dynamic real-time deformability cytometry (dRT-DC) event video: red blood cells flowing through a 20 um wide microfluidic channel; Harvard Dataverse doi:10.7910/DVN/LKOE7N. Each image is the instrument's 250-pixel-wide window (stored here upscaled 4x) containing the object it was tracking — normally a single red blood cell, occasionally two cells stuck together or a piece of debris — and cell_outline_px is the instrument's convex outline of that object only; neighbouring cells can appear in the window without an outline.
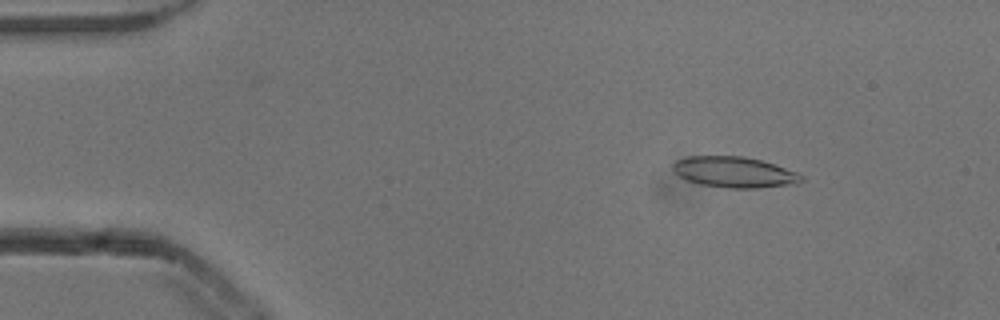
{"species": "common noctule bat (a hibernating species)", "species_latin": "Nyctalus noctula", "temperature_condition": "cold", "stored_images_in_passage": 47, "camera_frame_rate_fps": 3000, "um_per_image_px": 0.085, "animal": {"sex": "male", "body_mass_g": 13.3}, "frame": {"image": 1, "passage_image": 2, "time_ms": 0.333, "image_size_px": [1000, 320], "cell_outline_px": [[804, 180], [796, 184], [756, 188], [728, 188], [700, 184], [688, 180], [680, 176], [672, 168], [672, 164], [676, 160], [688, 156], [744, 156], [760, 160], [796, 172], [804, 176]], "centroid_in_image_um": [62.42, 14.63], "position_along_channel_um": 22.6, "area_um2": 22.95}}
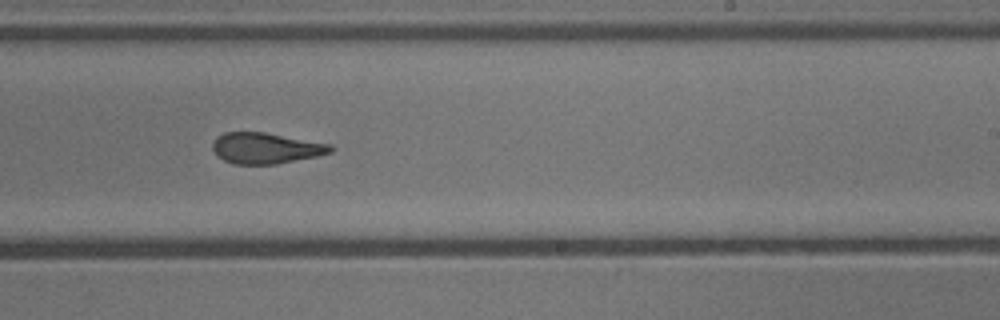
{"frame": {"image": 2, "passage_image": 27, "time_ms": 8.667, "image_size_px": [1000, 320], "cell_outline_px": [[336, 148], [332, 152], [316, 156], [276, 164], [236, 164], [224, 160], [216, 156], [212, 148], [212, 144], [216, 136], [224, 132], [264, 132], [332, 144]], "centroid_in_image_um": [22.59, 12.59], "position_along_channel_um": 266.4, "area_um2": 21.39}}
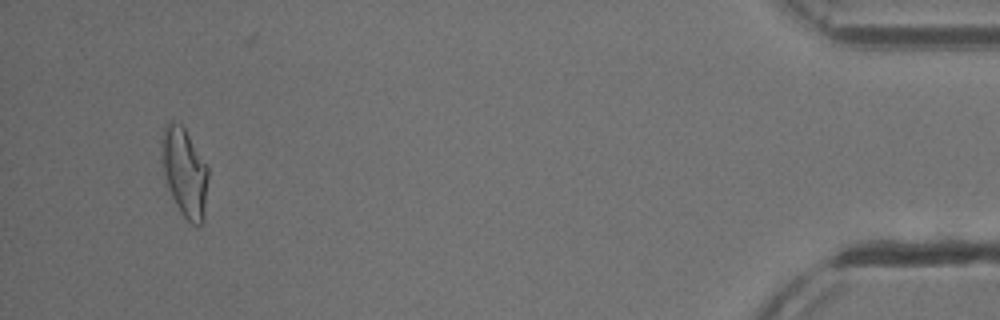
{"frame": {"image": 3, "passage_image": 45, "time_ms": 14.667, "image_size_px": [1000, 320], "cell_outline_px": [[208, 180], [204, 224], [192, 224], [184, 216], [176, 204], [172, 196], [164, 176], [160, 160], [160, 140], [164, 124], [168, 120], [172, 120], [180, 124], [184, 128], [208, 168]], "centroid_in_image_um": [15.66, 14.61], "position_along_channel_um": 419.5, "area_um2": 24.33}, "authors_computed_cell_mechanics": {"area_um2": 22.3686, "velocity_mm_per_s": 3.8706, "shape_relaxation_time_tau1_ms": null, "shape_relaxation_time_tau2_ms": 2.6524, "deformation_change_tau1": null, "deformation_change_tau2": 0.1265}}